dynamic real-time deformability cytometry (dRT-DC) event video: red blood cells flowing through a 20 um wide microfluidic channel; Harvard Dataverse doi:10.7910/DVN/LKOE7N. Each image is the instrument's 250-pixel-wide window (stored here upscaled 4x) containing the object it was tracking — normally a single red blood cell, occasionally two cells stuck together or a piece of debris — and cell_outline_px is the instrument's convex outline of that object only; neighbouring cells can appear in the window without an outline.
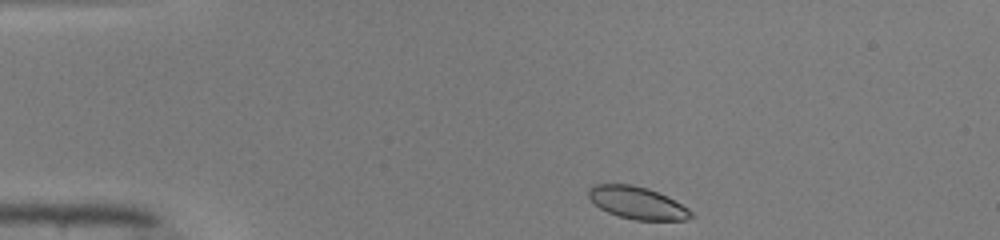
{"species": "common noctule bat (a hibernating species)", "species_latin": "Nyctalus noctula", "temperature_condition": "warm", "stored_images_in_passage": 42, "segment_of_instrument_passage": [1, 2], "camera_frame_rate_fps": 3000, "um_per_image_px": 0.085, "animal": {"sex": "male", "body_mass_g": 19.0, "forearm_length_mm": 50.8}, "frame": {"image": 1, "passage_image": 1, "time_ms": 0.0, "image_size_px": [1000, 240], "cell_outline_px": [[696, 216], [684, 220], [636, 220], [620, 216], [608, 212], [600, 208], [588, 196], [588, 188], [592, 184], [632, 184], [648, 188], [688, 208]], "centroid_in_image_um": [54.15, 17.24], "position_along_channel_um": 30.9, "area_um2": 19.07}}
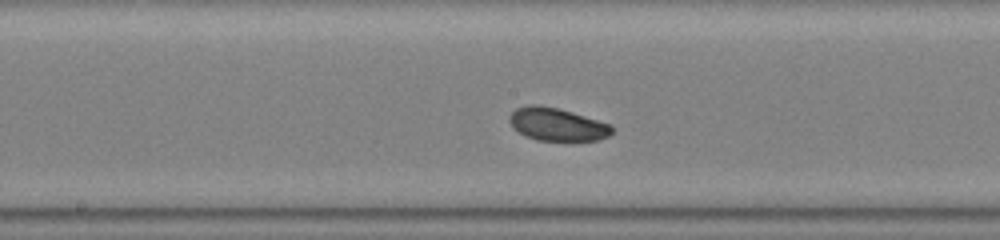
{"frame": {"image": 2, "passage_image": 18, "time_ms": 5.667, "image_size_px": [1000, 240], "cell_outline_px": [[612, 132], [608, 136], [600, 140], [536, 140], [524, 136], [512, 128], [508, 120], [508, 116], [516, 108], [528, 104], [536, 104], [556, 108], [572, 112], [612, 124]], "centroid_in_image_um": [47.31, 10.57], "position_along_channel_um": 200.9, "area_um2": 19.77}}
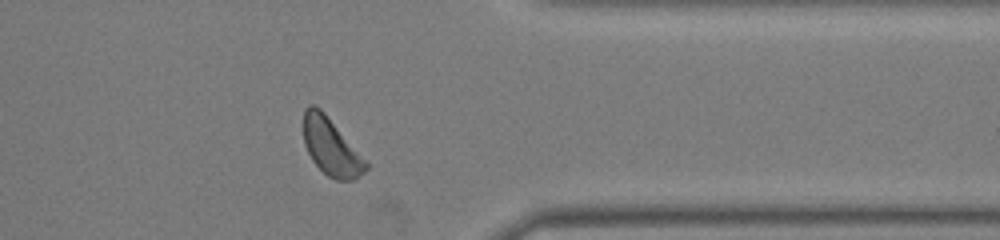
{"frame": {"image": 3, "passage_image": 32, "time_ms": 10.333, "image_size_px": [1000, 240], "cell_outline_px": [[368, 168], [364, 172], [352, 180], [336, 180], [328, 176], [312, 160], [304, 144], [304, 108], [308, 104], [316, 104], [324, 112], [368, 164]], "centroid_in_image_um": [28.1, 12.46], "position_along_channel_um": 383.3, "area_um2": 20.29}}